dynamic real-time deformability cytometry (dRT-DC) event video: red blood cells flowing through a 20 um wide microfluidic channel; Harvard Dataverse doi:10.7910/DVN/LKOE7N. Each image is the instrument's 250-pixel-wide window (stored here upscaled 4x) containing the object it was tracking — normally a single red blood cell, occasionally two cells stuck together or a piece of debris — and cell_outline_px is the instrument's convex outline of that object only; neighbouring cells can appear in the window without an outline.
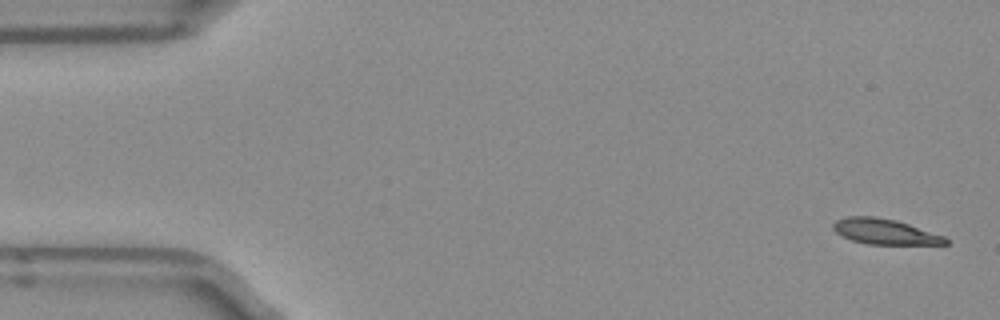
{"species": "Egyptian fruit bat (a non-hibernating species)", "species_latin": "Rousettus aegyptiacus", "temperature_condition": "room temperature", "stored_images_in_passage": 5, "segment_of_instrument_passage": [2, 2], "camera_frame_rate_fps": 3000, "um_per_image_px": 0.085, "frame": {"image": 1, "passage_image": 5, "time_ms": 1.333, "image_size_px": [1000, 320], "cell_outline_px": [[948, 244], [868, 244], [852, 240], [836, 232], [832, 228], [832, 224], [836, 220], [848, 216], [876, 216], [896, 220], [944, 236], [948, 240]], "centroid_in_image_um": [75.19, 19.68], "position_along_channel_um": 9.8, "area_um2": 16.47}}